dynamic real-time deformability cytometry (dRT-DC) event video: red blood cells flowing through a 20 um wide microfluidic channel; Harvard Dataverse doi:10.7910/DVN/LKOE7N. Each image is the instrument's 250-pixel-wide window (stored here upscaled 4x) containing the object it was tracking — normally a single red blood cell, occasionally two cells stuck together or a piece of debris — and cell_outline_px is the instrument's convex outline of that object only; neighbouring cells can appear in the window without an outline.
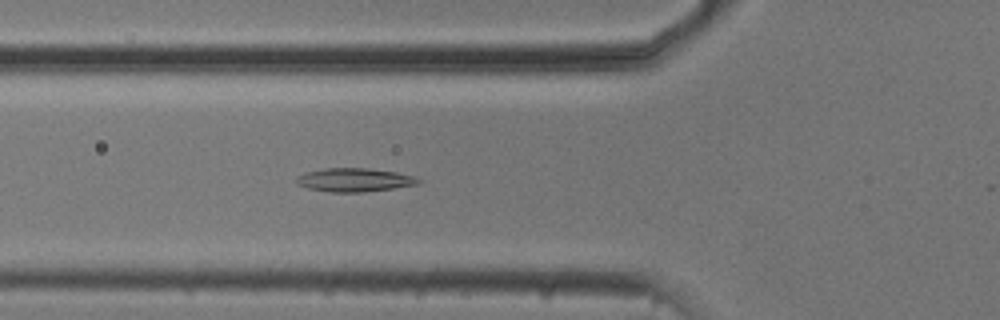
{"species": "common noctule bat (a hibernating species)", "species_latin": "Nyctalus noctula", "temperature_condition": "cold", "stored_images_in_passage": 44, "camera_frame_rate_fps": 3000, "um_per_image_px": 0.085, "animal": {"sex": "male", "body_mass_g": 20.5, "forearm_length_mm": 52.5}, "frame": {"image": 1, "passage_image": 10, "time_ms": 3.0, "image_size_px": [1000, 320], "cell_outline_px": [[424, 180], [420, 184], [364, 192], [328, 192], [308, 188], [296, 184], [296, 176], [304, 172], [324, 168], [368, 168], [396, 172], [416, 176]], "centroid_in_image_um": [30.14, 15.29], "position_along_channel_um": 95.7, "area_um2": 16.99}}
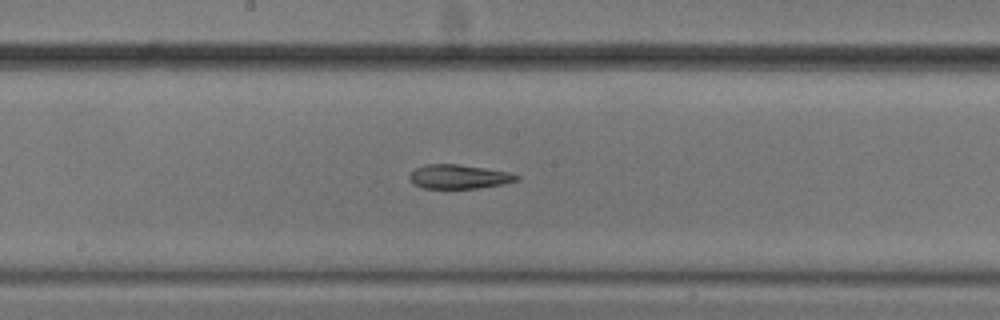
{"frame": {"image": 2, "passage_image": 19, "time_ms": 6.0, "image_size_px": [1000, 320], "cell_outline_px": [[520, 176], [516, 180], [500, 184], [476, 188], [424, 188], [412, 184], [408, 176], [416, 168], [428, 164], [456, 164], [484, 168], [508, 172]], "centroid_in_image_um": [38.94, 15.01], "position_along_channel_um": 209.3, "area_um2": 14.74}}
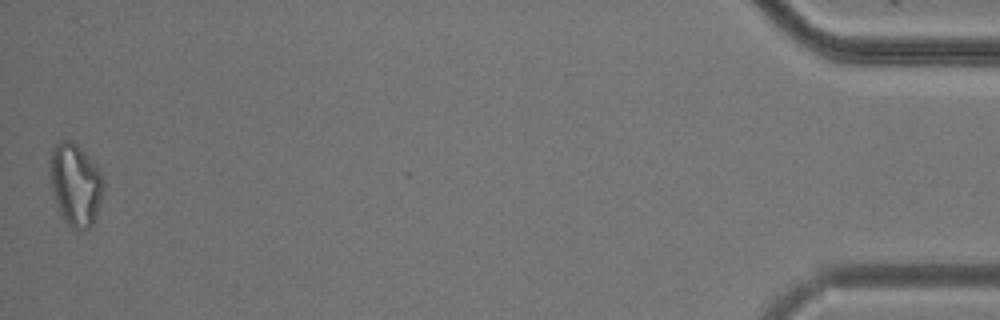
{"frame": {"image": 3, "passage_image": 44, "time_ms": 14.333, "image_size_px": [1000, 320], "cell_outline_px": [[104, 188], [96, 216], [92, 224], [88, 228], [76, 232], [64, 220], [60, 212], [52, 188], [52, 148], [60, 140], [72, 140], [84, 152], [100, 172], [104, 180]], "centroid_in_image_um": [6.45, 15.72], "position_along_channel_um": 428.8, "area_um2": 24.97}, "authors_computed_cell_mechanics": {"area_um2": 16.9065, "velocity_mm_per_s": 3.7629, "shape_relaxation_time_tau1_ms": null, "shape_relaxation_time_tau2_ms": 2.5869, "deformation_change_tau1": null, "deformation_change_tau2": 0.0958}}